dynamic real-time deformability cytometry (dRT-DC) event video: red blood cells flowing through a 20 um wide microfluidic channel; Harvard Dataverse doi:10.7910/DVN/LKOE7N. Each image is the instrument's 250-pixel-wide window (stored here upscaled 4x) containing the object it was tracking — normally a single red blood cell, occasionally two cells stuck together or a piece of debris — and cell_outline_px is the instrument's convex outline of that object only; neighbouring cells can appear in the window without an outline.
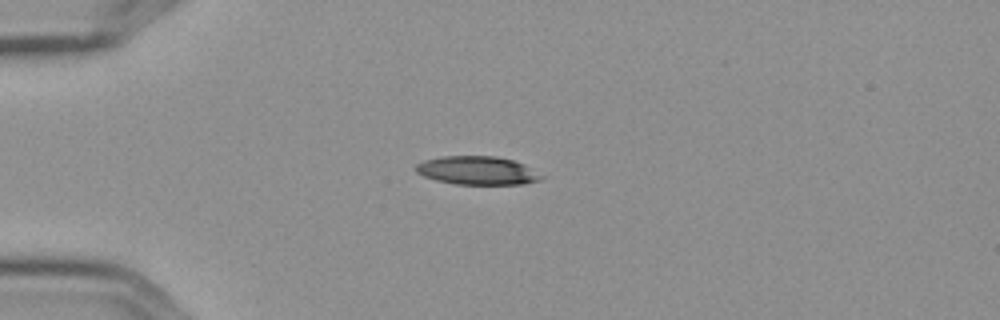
{"species": "Egyptian fruit bat (a non-hibernating species)", "species_latin": "Rousettus aegyptiacus", "temperature_condition": "cold", "stored_images_in_passage": 4, "camera_frame_rate_fps": 3000, "um_per_image_px": 0.085, "frame": {"image": 1, "passage_image": 3, "time_ms": 0.667, "image_size_px": [1000, 320], "cell_outline_px": [[544, 176], [540, 180], [524, 184], [456, 184], [436, 180], [424, 176], [416, 172], [412, 168], [416, 164], [424, 160], [440, 156], [496, 156], [512, 160], [524, 164]], "centroid_in_image_um": [40.54, 14.49], "position_along_channel_um": 44.5, "area_um2": 20.87}}